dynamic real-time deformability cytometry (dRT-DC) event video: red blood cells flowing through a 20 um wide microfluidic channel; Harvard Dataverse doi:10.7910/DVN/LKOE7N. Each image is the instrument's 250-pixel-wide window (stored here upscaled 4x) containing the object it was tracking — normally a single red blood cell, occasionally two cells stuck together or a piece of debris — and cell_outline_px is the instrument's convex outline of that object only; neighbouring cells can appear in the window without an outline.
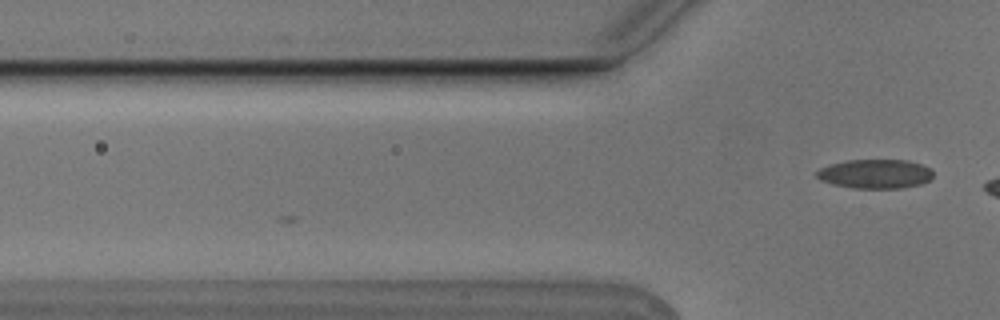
{"species": "Egyptian fruit bat (a non-hibernating species)", "species_latin": "Rousettus aegyptiacus", "temperature_condition": "cold", "stored_images_in_passage": 4, "camera_frame_rate_fps": 3000, "um_per_image_px": 0.085, "animal": {"sex": "male"}, "frame": {"image": 1, "passage_image": 4, "time_ms": 1.0, "image_size_px": [1000, 320], "cell_outline_px": [[932, 180], [920, 184], [900, 188], [852, 188], [832, 184], [820, 180], [816, 176], [816, 172], [820, 168], [828, 164], [848, 160], [908, 160], [932, 168]], "centroid_in_image_um": [74.39, 14.78], "position_along_channel_um": 51.4, "area_um2": 19.94}}